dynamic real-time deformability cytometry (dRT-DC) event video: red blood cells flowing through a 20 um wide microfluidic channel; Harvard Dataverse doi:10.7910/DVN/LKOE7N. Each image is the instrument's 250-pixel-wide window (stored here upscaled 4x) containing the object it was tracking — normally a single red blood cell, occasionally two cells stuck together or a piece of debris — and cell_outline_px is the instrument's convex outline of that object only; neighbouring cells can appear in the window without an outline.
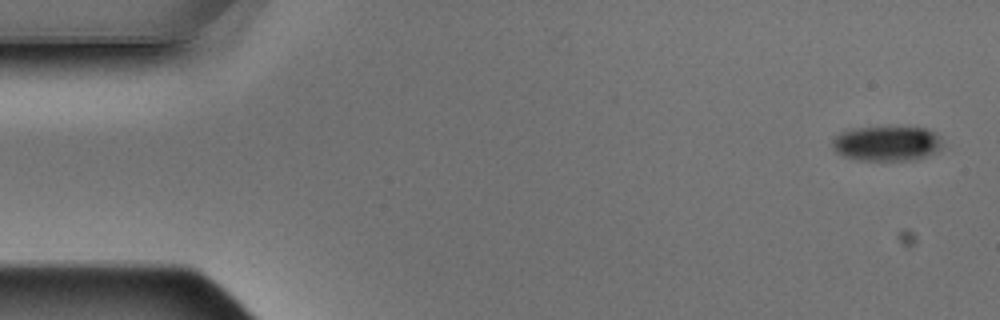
{"species": "Egyptian fruit bat (a non-hibernating species)", "species_latin": "Rousettus aegyptiacus", "temperature_condition": "warm", "stored_images_in_passage": 5, "camera_frame_rate_fps": 3000, "um_per_image_px": 0.085, "animal": {"sex": "male"}, "frame": {"image": 1, "passage_image": 1, "time_ms": 0.0, "image_size_px": [1000, 320], "cell_outline_px": [[944, 144], [936, 152], [916, 160], [856, 160], [844, 156], [836, 152], [832, 148], [832, 140], [840, 132], [856, 128], [928, 128], [936, 132], [940, 136]], "centroid_in_image_um": [75.41, 12.21], "position_along_channel_um": 9.6, "area_um2": 22.48}}
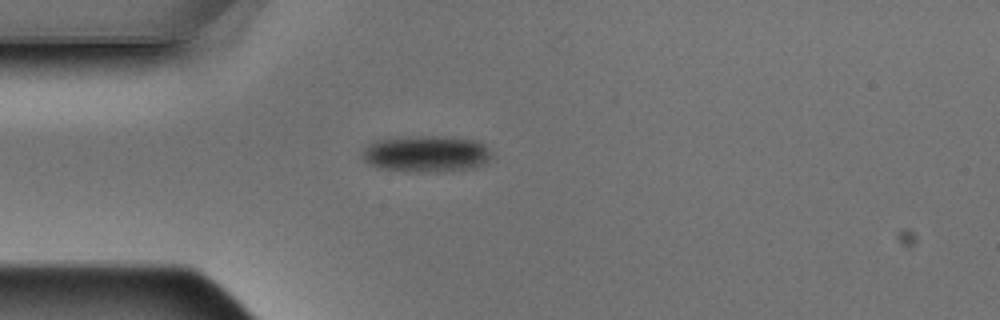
{"frame": {"image": 2, "passage_image": 4, "time_ms": 1.0, "image_size_px": [1000, 320], "cell_outline_px": [[492, 156], [484, 164], [472, 168], [440, 172], [404, 172], [376, 168], [368, 164], [364, 160], [360, 152], [368, 144], [376, 140], [428, 136], [448, 136], [476, 140], [484, 144], [492, 152]], "centroid_in_image_um": [36.22, 13.1], "position_along_channel_um": 48.8, "area_um2": 27.92}}